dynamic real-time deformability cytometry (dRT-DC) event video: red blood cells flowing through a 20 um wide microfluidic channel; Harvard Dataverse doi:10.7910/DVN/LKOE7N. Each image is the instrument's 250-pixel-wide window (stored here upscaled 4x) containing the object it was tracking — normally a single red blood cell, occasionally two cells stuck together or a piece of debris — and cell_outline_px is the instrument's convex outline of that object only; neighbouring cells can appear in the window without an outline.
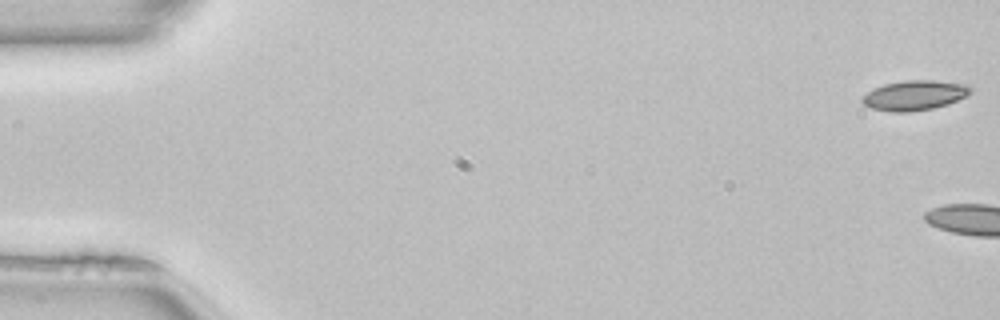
{"species": "common noctule bat (a hibernating species)", "species_latin": "Nyctalus noctula", "temperature_condition": "room temperature", "stored_images_in_passage": 5, "camera_frame_rate_fps": 3000, "um_per_image_px": 0.085, "animal": {"sex": "female", "body_mass_g": 22.7, "forearm_length_mm": 54.2}, "frame": {"image": 1, "passage_image": 1, "time_ms": 0.0, "image_size_px": [1000, 320], "cell_outline_px": [[972, 92], [968, 96], [948, 104], [932, 108], [908, 112], [888, 112], [872, 108], [864, 104], [860, 100], [860, 96], [872, 88], [884, 84], [904, 80], [932, 80], [964, 84], [972, 88]], "centroid_in_image_um": [77.7, 8.1], "position_along_channel_um": 7.3, "area_um2": 19.07}}